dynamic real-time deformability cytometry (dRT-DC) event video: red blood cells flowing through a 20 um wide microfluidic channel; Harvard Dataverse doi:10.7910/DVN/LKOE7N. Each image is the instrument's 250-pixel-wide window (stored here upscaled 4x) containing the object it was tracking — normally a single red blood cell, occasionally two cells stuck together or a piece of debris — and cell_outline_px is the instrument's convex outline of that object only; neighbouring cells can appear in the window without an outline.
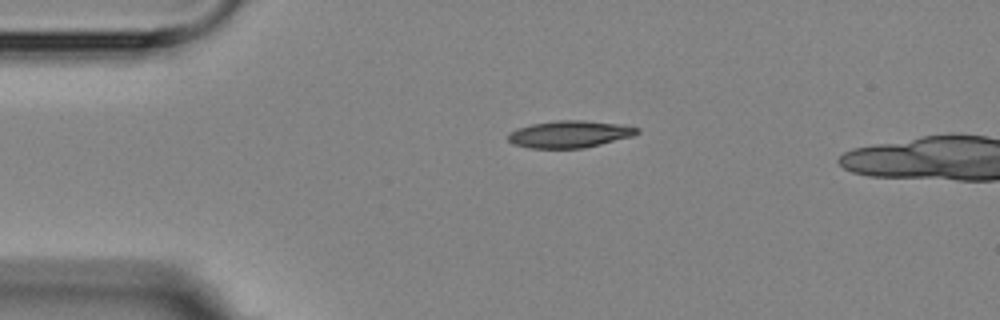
{"species": "Egyptian fruit bat (a non-hibernating species)", "species_latin": "Rousettus aegyptiacus", "temperature_condition": "room temperature", "stored_images_in_passage": 2, "camera_frame_rate_fps": 3000, "um_per_image_px": 0.085, "animal": {"sex": "female"}, "frame": {"image": 1, "passage_image": 1, "time_ms": 0.0, "image_size_px": [1000, 320], "cell_outline_px": [[640, 132], [632, 136], [584, 148], [528, 148], [512, 144], [508, 140], [508, 132], [516, 128], [532, 124], [556, 120], [584, 120], [620, 124], [640, 128]], "centroid_in_image_um": [48.38, 11.4], "position_along_channel_um": 36.6, "area_um2": 20.4}}